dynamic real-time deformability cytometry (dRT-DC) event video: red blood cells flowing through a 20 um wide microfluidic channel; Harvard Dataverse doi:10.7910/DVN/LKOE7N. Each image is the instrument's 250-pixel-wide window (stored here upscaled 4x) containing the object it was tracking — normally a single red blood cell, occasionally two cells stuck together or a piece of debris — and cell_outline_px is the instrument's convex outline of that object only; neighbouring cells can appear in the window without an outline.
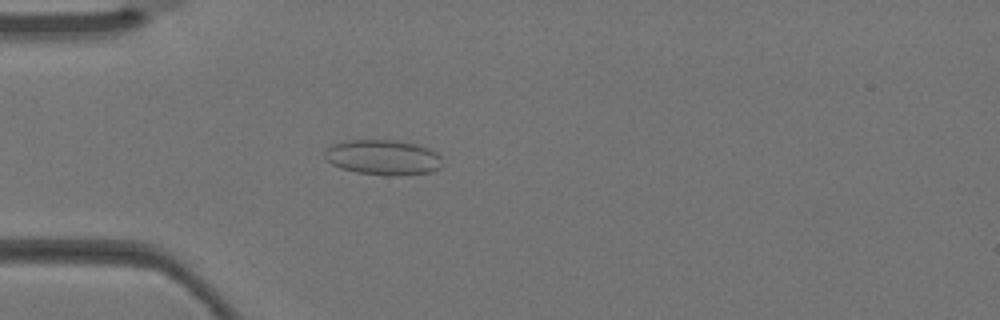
{"species": "Egyptian fruit bat (a non-hibernating species)", "species_latin": "Rousettus aegyptiacus", "temperature_condition": "warm", "stored_images_in_passage": 3, "camera_frame_rate_fps": 3000, "um_per_image_px": 0.085, "animal": {"sex": "female"}, "frame": {"image": 1, "passage_image": 3, "time_ms": 0.667, "image_size_px": [1000, 320], "cell_outline_px": [[444, 164], [440, 168], [432, 172], [400, 176], [388, 176], [356, 172], [340, 168], [332, 164], [324, 156], [324, 152], [332, 144], [344, 140], [400, 140], [416, 144], [428, 148], [436, 152], [444, 160]], "centroid_in_image_um": [32.6, 13.38], "position_along_channel_um": 52.4, "area_um2": 24.57}}